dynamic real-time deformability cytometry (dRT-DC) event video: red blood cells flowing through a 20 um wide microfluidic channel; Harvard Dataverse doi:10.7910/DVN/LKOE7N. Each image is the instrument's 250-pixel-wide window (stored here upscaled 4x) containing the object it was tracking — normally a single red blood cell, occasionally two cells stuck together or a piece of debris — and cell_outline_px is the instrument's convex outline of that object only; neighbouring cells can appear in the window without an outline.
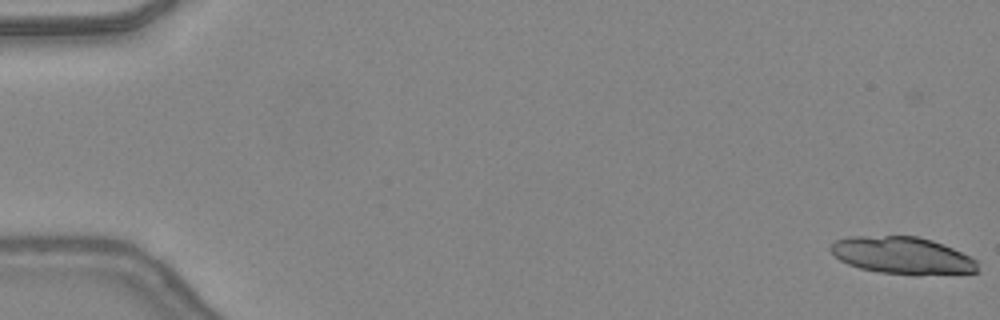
{"species": "common noctule bat (a hibernating species)", "species_latin": "Nyctalus noctula", "temperature_condition": "warm", "stored_images_in_passage": 27, "camera_frame_rate_fps": 3000, "um_per_image_px": 0.085, "animal": {"sex": "female", "body_mass_g": 24.6, "forearm_length_mm": 56.2}, "frame": {"image": 1, "passage_image": 1, "time_ms": 0.0, "image_size_px": [1000, 320], "cell_outline_px": [[980, 272], [920, 276], [916, 276], [880, 272], [860, 268], [848, 264], [840, 260], [828, 248], [836, 240], [852, 236], [916, 236], [932, 240], [952, 248], [976, 260]], "centroid_in_image_um": [76.72, 21.74], "position_along_channel_um": 8.3, "area_um2": 32.02}}
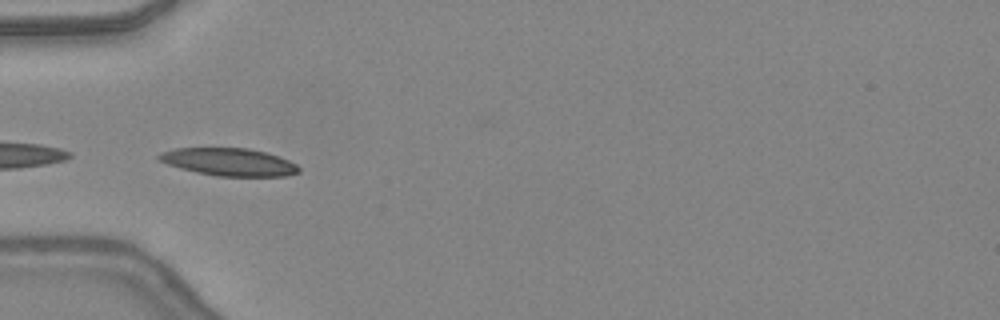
{"frame": {"image": 2, "passage_image": 17, "time_ms": 5.333, "image_size_px": [1000, 320], "cell_outline_px": [[300, 172], [284, 176], [216, 176], [196, 172], [180, 168], [156, 160], [156, 156], [160, 152], [176, 148], [248, 148], [264, 152], [288, 160], [296, 164], [300, 168]], "centroid_in_image_um": [19.42, 13.77], "position_along_channel_um": 65.6, "area_um2": 22.48}}